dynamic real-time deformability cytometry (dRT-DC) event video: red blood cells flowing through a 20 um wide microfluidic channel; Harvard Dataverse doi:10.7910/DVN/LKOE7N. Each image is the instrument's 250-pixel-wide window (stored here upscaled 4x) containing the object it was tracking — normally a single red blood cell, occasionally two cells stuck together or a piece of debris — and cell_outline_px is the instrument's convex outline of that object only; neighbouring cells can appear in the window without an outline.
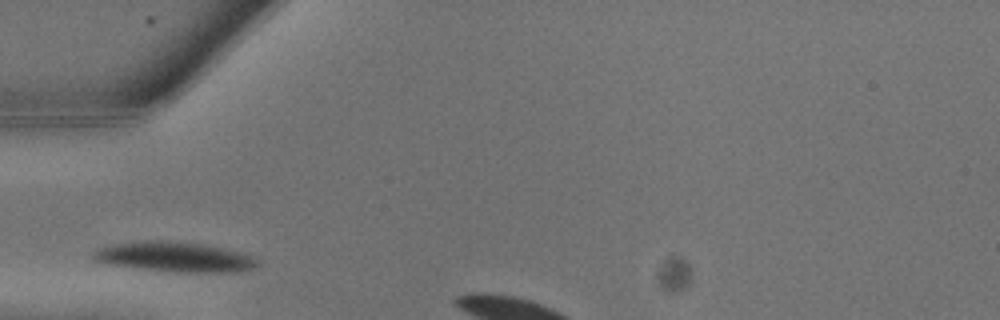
{"species": "common noctule bat (a hibernating species)", "species_latin": "Nyctalus noctula", "temperature_condition": "warm", "stored_images_in_passage": 3, "camera_frame_rate_fps": 3000, "um_per_image_px": 0.085, "animal": {"sex": "male", "body_mass_g": 13.3}, "frame": {"image": 1, "passage_image": 1, "time_ms": 0.0, "image_size_px": [1000, 320], "cell_outline_px": [[260, 264], [252, 268], [240, 272], [176, 272], [136, 268], [104, 264], [92, 260], [92, 252], [96, 248], [108, 244], [144, 240], [168, 240], [204, 244], [244, 252], [256, 256], [260, 260]], "centroid_in_image_um": [14.83, 21.83], "position_along_channel_um": 70.2, "area_um2": 29.59}}